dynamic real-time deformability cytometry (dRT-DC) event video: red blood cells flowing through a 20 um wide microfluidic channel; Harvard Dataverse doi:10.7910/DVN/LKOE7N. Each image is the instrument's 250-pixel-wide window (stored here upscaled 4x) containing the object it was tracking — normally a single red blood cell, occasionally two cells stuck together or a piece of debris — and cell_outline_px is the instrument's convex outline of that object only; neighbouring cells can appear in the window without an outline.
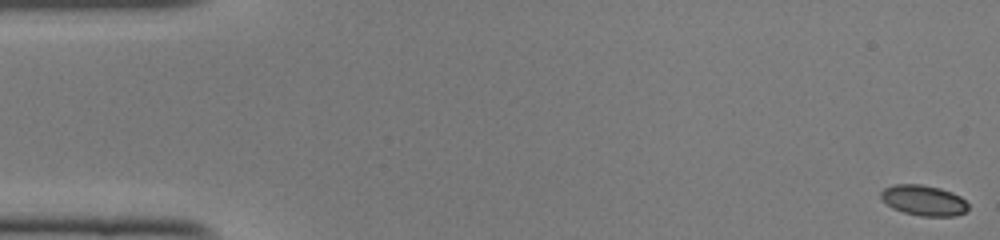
{"species": "common noctule bat (a hibernating species)", "species_latin": "Nyctalus noctula", "temperature_condition": "cold", "stored_images_in_passage": 15, "camera_frame_rate_fps": 3000, "um_per_image_px": 0.085, "animal": {"sex": "female", "body_mass_g": 22.0, "forearm_length_mm": 56.7}, "frame": {"image": 1, "passage_image": 1, "time_ms": 0.0, "image_size_px": [1000, 240], "cell_outline_px": [[968, 208], [964, 212], [956, 216], [920, 216], [904, 212], [892, 208], [880, 200], [880, 192], [884, 188], [892, 184], [920, 184], [940, 188], [952, 192], [960, 196], [968, 204]], "centroid_in_image_um": [78.47, 17.02], "position_along_channel_um": 6.5, "area_um2": 15.66}}